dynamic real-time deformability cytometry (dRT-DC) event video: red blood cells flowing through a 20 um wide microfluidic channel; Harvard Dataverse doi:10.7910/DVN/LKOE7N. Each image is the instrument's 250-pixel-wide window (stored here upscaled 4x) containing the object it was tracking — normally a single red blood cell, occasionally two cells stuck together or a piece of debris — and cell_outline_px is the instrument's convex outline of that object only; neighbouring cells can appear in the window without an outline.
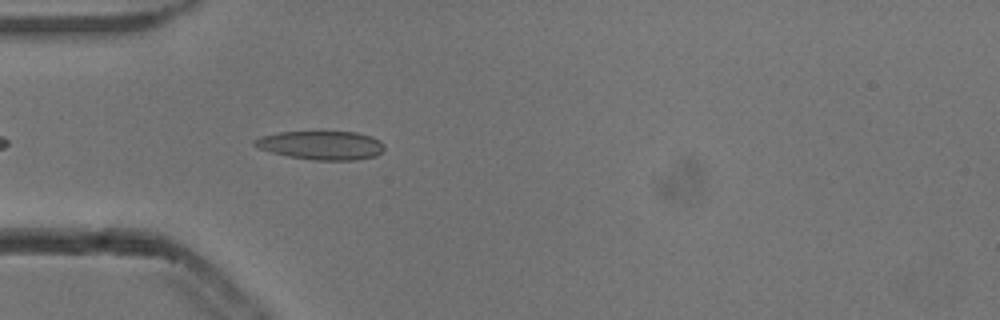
{"species": "common noctule bat (a hibernating species)", "species_latin": "Nyctalus noctula", "temperature_condition": "cold", "stored_images_in_passage": 10, "camera_frame_rate_fps": 3000, "um_per_image_px": 0.085, "animal": {"sex": "male", "body_mass_g": 13.3}, "frame": {"image": 1, "passage_image": 4, "time_ms": 1.0, "image_size_px": [1000, 320], "cell_outline_px": [[384, 148], [376, 156], [356, 160], [312, 160], [288, 156], [272, 152], [260, 148], [252, 144], [252, 140], [260, 136], [276, 132], [356, 132], [372, 136], [380, 140], [384, 144]], "centroid_in_image_um": [27.3, 12.34], "position_along_channel_um": 57.7, "area_um2": 21.79}}
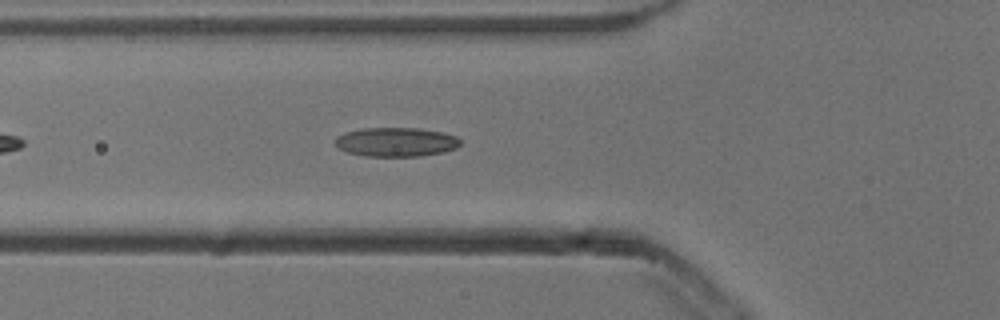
{"frame": {"image": 2, "passage_image": 7, "time_ms": 2.0, "image_size_px": [1000, 320], "cell_outline_px": [[460, 144], [456, 148], [444, 152], [420, 156], [364, 156], [348, 152], [340, 148], [336, 144], [336, 136], [348, 132], [364, 128], [416, 128], [440, 132], [456, 136], [460, 140]], "centroid_in_image_um": [33.68, 12.07], "position_along_channel_um": 92.1, "area_um2": 20.98}}